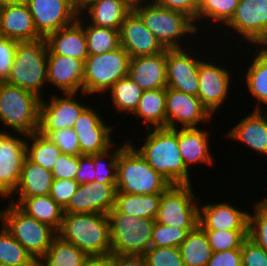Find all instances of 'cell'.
I'll list each match as a JSON object with an SVG mask.
<instances>
[{
    "label": "cell",
    "mask_w": 267,
    "mask_h": 266,
    "mask_svg": "<svg viewBox=\"0 0 267 266\" xmlns=\"http://www.w3.org/2000/svg\"><path fill=\"white\" fill-rule=\"evenodd\" d=\"M195 228H176L155 221L151 246L177 247L185 240L186 235Z\"/></svg>",
    "instance_id": "cell-44"
},
{
    "label": "cell",
    "mask_w": 267,
    "mask_h": 266,
    "mask_svg": "<svg viewBox=\"0 0 267 266\" xmlns=\"http://www.w3.org/2000/svg\"><path fill=\"white\" fill-rule=\"evenodd\" d=\"M53 180V174L50 170L35 164L26 157L17 189L12 195H18L17 197L49 195Z\"/></svg>",
    "instance_id": "cell-30"
},
{
    "label": "cell",
    "mask_w": 267,
    "mask_h": 266,
    "mask_svg": "<svg viewBox=\"0 0 267 266\" xmlns=\"http://www.w3.org/2000/svg\"><path fill=\"white\" fill-rule=\"evenodd\" d=\"M143 256L146 266H184L177 247L151 246Z\"/></svg>",
    "instance_id": "cell-45"
},
{
    "label": "cell",
    "mask_w": 267,
    "mask_h": 266,
    "mask_svg": "<svg viewBox=\"0 0 267 266\" xmlns=\"http://www.w3.org/2000/svg\"><path fill=\"white\" fill-rule=\"evenodd\" d=\"M108 91L117 112L133 114L144 90L127 76L119 79Z\"/></svg>",
    "instance_id": "cell-37"
},
{
    "label": "cell",
    "mask_w": 267,
    "mask_h": 266,
    "mask_svg": "<svg viewBox=\"0 0 267 266\" xmlns=\"http://www.w3.org/2000/svg\"><path fill=\"white\" fill-rule=\"evenodd\" d=\"M0 210V222L38 262L47 252L57 231L48 224L28 216L17 205L8 202Z\"/></svg>",
    "instance_id": "cell-7"
},
{
    "label": "cell",
    "mask_w": 267,
    "mask_h": 266,
    "mask_svg": "<svg viewBox=\"0 0 267 266\" xmlns=\"http://www.w3.org/2000/svg\"><path fill=\"white\" fill-rule=\"evenodd\" d=\"M192 184L171 185L161 195L156 222L176 228H196L199 203Z\"/></svg>",
    "instance_id": "cell-10"
},
{
    "label": "cell",
    "mask_w": 267,
    "mask_h": 266,
    "mask_svg": "<svg viewBox=\"0 0 267 266\" xmlns=\"http://www.w3.org/2000/svg\"><path fill=\"white\" fill-rule=\"evenodd\" d=\"M254 205V214L249 213L248 237L267 251V198Z\"/></svg>",
    "instance_id": "cell-43"
},
{
    "label": "cell",
    "mask_w": 267,
    "mask_h": 266,
    "mask_svg": "<svg viewBox=\"0 0 267 266\" xmlns=\"http://www.w3.org/2000/svg\"><path fill=\"white\" fill-rule=\"evenodd\" d=\"M82 18V15L79 14L74 23L52 32L45 38L48 50L52 54L86 60L89 54L84 28L82 27Z\"/></svg>",
    "instance_id": "cell-26"
},
{
    "label": "cell",
    "mask_w": 267,
    "mask_h": 266,
    "mask_svg": "<svg viewBox=\"0 0 267 266\" xmlns=\"http://www.w3.org/2000/svg\"><path fill=\"white\" fill-rule=\"evenodd\" d=\"M0 18L4 37L29 42L43 38L36 30L33 17L27 4L0 7Z\"/></svg>",
    "instance_id": "cell-25"
},
{
    "label": "cell",
    "mask_w": 267,
    "mask_h": 266,
    "mask_svg": "<svg viewBox=\"0 0 267 266\" xmlns=\"http://www.w3.org/2000/svg\"><path fill=\"white\" fill-rule=\"evenodd\" d=\"M207 61V62H206ZM202 61L198 70L199 89L197 97L213 116L226 101L230 89L231 72L222 65H215L208 60ZM223 67V68H222Z\"/></svg>",
    "instance_id": "cell-16"
},
{
    "label": "cell",
    "mask_w": 267,
    "mask_h": 266,
    "mask_svg": "<svg viewBox=\"0 0 267 266\" xmlns=\"http://www.w3.org/2000/svg\"><path fill=\"white\" fill-rule=\"evenodd\" d=\"M159 6L186 14L193 21L197 17L198 0H149Z\"/></svg>",
    "instance_id": "cell-51"
},
{
    "label": "cell",
    "mask_w": 267,
    "mask_h": 266,
    "mask_svg": "<svg viewBox=\"0 0 267 266\" xmlns=\"http://www.w3.org/2000/svg\"><path fill=\"white\" fill-rule=\"evenodd\" d=\"M47 85L56 86L63 93H83L84 61L48 50ZM50 82V83H49Z\"/></svg>",
    "instance_id": "cell-21"
},
{
    "label": "cell",
    "mask_w": 267,
    "mask_h": 266,
    "mask_svg": "<svg viewBox=\"0 0 267 266\" xmlns=\"http://www.w3.org/2000/svg\"><path fill=\"white\" fill-rule=\"evenodd\" d=\"M184 266H206L212 256V248L204 230L198 225L180 244Z\"/></svg>",
    "instance_id": "cell-33"
},
{
    "label": "cell",
    "mask_w": 267,
    "mask_h": 266,
    "mask_svg": "<svg viewBox=\"0 0 267 266\" xmlns=\"http://www.w3.org/2000/svg\"><path fill=\"white\" fill-rule=\"evenodd\" d=\"M124 142V145L116 147L113 146L107 151L94 154V165H95V181L97 183H113L117 182V158L119 152L128 144ZM112 149V150H111ZM108 161H107V159ZM110 158V159H109ZM108 162L106 163L105 162Z\"/></svg>",
    "instance_id": "cell-41"
},
{
    "label": "cell",
    "mask_w": 267,
    "mask_h": 266,
    "mask_svg": "<svg viewBox=\"0 0 267 266\" xmlns=\"http://www.w3.org/2000/svg\"><path fill=\"white\" fill-rule=\"evenodd\" d=\"M137 149L148 164L172 185L191 184L178 144V128H151Z\"/></svg>",
    "instance_id": "cell-1"
},
{
    "label": "cell",
    "mask_w": 267,
    "mask_h": 266,
    "mask_svg": "<svg viewBox=\"0 0 267 266\" xmlns=\"http://www.w3.org/2000/svg\"><path fill=\"white\" fill-rule=\"evenodd\" d=\"M78 93H63V96H51L50 101L41 99L38 131H53L73 128L80 114L87 108L78 102ZM76 96V97H75Z\"/></svg>",
    "instance_id": "cell-17"
},
{
    "label": "cell",
    "mask_w": 267,
    "mask_h": 266,
    "mask_svg": "<svg viewBox=\"0 0 267 266\" xmlns=\"http://www.w3.org/2000/svg\"><path fill=\"white\" fill-rule=\"evenodd\" d=\"M130 56L120 46L103 54L89 55L84 61L83 93L108 91L119 79L128 76Z\"/></svg>",
    "instance_id": "cell-9"
},
{
    "label": "cell",
    "mask_w": 267,
    "mask_h": 266,
    "mask_svg": "<svg viewBox=\"0 0 267 266\" xmlns=\"http://www.w3.org/2000/svg\"><path fill=\"white\" fill-rule=\"evenodd\" d=\"M87 1L91 0H77L78 8L80 9Z\"/></svg>",
    "instance_id": "cell-58"
},
{
    "label": "cell",
    "mask_w": 267,
    "mask_h": 266,
    "mask_svg": "<svg viewBox=\"0 0 267 266\" xmlns=\"http://www.w3.org/2000/svg\"><path fill=\"white\" fill-rule=\"evenodd\" d=\"M259 45L262 47L258 51V55H260L262 58L267 60V30H265L255 41L252 45Z\"/></svg>",
    "instance_id": "cell-56"
},
{
    "label": "cell",
    "mask_w": 267,
    "mask_h": 266,
    "mask_svg": "<svg viewBox=\"0 0 267 266\" xmlns=\"http://www.w3.org/2000/svg\"><path fill=\"white\" fill-rule=\"evenodd\" d=\"M186 51L185 48L166 49L167 87L197 96L198 70L203 59L191 55V49Z\"/></svg>",
    "instance_id": "cell-15"
},
{
    "label": "cell",
    "mask_w": 267,
    "mask_h": 266,
    "mask_svg": "<svg viewBox=\"0 0 267 266\" xmlns=\"http://www.w3.org/2000/svg\"><path fill=\"white\" fill-rule=\"evenodd\" d=\"M213 252L241 249L248 230H204Z\"/></svg>",
    "instance_id": "cell-42"
},
{
    "label": "cell",
    "mask_w": 267,
    "mask_h": 266,
    "mask_svg": "<svg viewBox=\"0 0 267 266\" xmlns=\"http://www.w3.org/2000/svg\"><path fill=\"white\" fill-rule=\"evenodd\" d=\"M102 117L92 107H87L76 120L73 129L78 137L81 155H93L107 151L113 145L114 127L104 124Z\"/></svg>",
    "instance_id": "cell-14"
},
{
    "label": "cell",
    "mask_w": 267,
    "mask_h": 266,
    "mask_svg": "<svg viewBox=\"0 0 267 266\" xmlns=\"http://www.w3.org/2000/svg\"><path fill=\"white\" fill-rule=\"evenodd\" d=\"M212 115L197 96L166 87V128H197L198 123H209Z\"/></svg>",
    "instance_id": "cell-13"
},
{
    "label": "cell",
    "mask_w": 267,
    "mask_h": 266,
    "mask_svg": "<svg viewBox=\"0 0 267 266\" xmlns=\"http://www.w3.org/2000/svg\"><path fill=\"white\" fill-rule=\"evenodd\" d=\"M137 0H91L80 9V15L89 18V24L120 30L125 17ZM86 11V12H85Z\"/></svg>",
    "instance_id": "cell-24"
},
{
    "label": "cell",
    "mask_w": 267,
    "mask_h": 266,
    "mask_svg": "<svg viewBox=\"0 0 267 266\" xmlns=\"http://www.w3.org/2000/svg\"><path fill=\"white\" fill-rule=\"evenodd\" d=\"M26 157L35 164L52 171L54 164L62 153L48 137L36 131L26 135ZM31 141L30 143H28ZM33 142V143H32Z\"/></svg>",
    "instance_id": "cell-35"
},
{
    "label": "cell",
    "mask_w": 267,
    "mask_h": 266,
    "mask_svg": "<svg viewBox=\"0 0 267 266\" xmlns=\"http://www.w3.org/2000/svg\"><path fill=\"white\" fill-rule=\"evenodd\" d=\"M110 223L111 253L143 256L151 247L153 219L132 217L114 208L107 214Z\"/></svg>",
    "instance_id": "cell-8"
},
{
    "label": "cell",
    "mask_w": 267,
    "mask_h": 266,
    "mask_svg": "<svg viewBox=\"0 0 267 266\" xmlns=\"http://www.w3.org/2000/svg\"><path fill=\"white\" fill-rule=\"evenodd\" d=\"M255 55L249 68H247L248 71L245 73L244 80H246V86H248L250 93L257 100L255 110H262L261 104H265L267 107V60L257 53Z\"/></svg>",
    "instance_id": "cell-38"
},
{
    "label": "cell",
    "mask_w": 267,
    "mask_h": 266,
    "mask_svg": "<svg viewBox=\"0 0 267 266\" xmlns=\"http://www.w3.org/2000/svg\"><path fill=\"white\" fill-rule=\"evenodd\" d=\"M128 77L143 90L166 88V49L156 55L130 58Z\"/></svg>",
    "instance_id": "cell-23"
},
{
    "label": "cell",
    "mask_w": 267,
    "mask_h": 266,
    "mask_svg": "<svg viewBox=\"0 0 267 266\" xmlns=\"http://www.w3.org/2000/svg\"><path fill=\"white\" fill-rule=\"evenodd\" d=\"M111 266H146L144 256L111 253Z\"/></svg>",
    "instance_id": "cell-54"
},
{
    "label": "cell",
    "mask_w": 267,
    "mask_h": 266,
    "mask_svg": "<svg viewBox=\"0 0 267 266\" xmlns=\"http://www.w3.org/2000/svg\"><path fill=\"white\" fill-rule=\"evenodd\" d=\"M209 131L197 128L178 127L179 151L184 165L189 171L192 164H213L210 153Z\"/></svg>",
    "instance_id": "cell-28"
},
{
    "label": "cell",
    "mask_w": 267,
    "mask_h": 266,
    "mask_svg": "<svg viewBox=\"0 0 267 266\" xmlns=\"http://www.w3.org/2000/svg\"><path fill=\"white\" fill-rule=\"evenodd\" d=\"M239 0H198L197 17L194 21L200 22L209 19L215 23L226 24L233 16Z\"/></svg>",
    "instance_id": "cell-40"
},
{
    "label": "cell",
    "mask_w": 267,
    "mask_h": 266,
    "mask_svg": "<svg viewBox=\"0 0 267 266\" xmlns=\"http://www.w3.org/2000/svg\"><path fill=\"white\" fill-rule=\"evenodd\" d=\"M206 266H242L241 249L213 252Z\"/></svg>",
    "instance_id": "cell-52"
},
{
    "label": "cell",
    "mask_w": 267,
    "mask_h": 266,
    "mask_svg": "<svg viewBox=\"0 0 267 266\" xmlns=\"http://www.w3.org/2000/svg\"><path fill=\"white\" fill-rule=\"evenodd\" d=\"M132 10L165 49H183L181 39L200 30L198 23L194 24L186 14L164 8L149 0H137Z\"/></svg>",
    "instance_id": "cell-3"
},
{
    "label": "cell",
    "mask_w": 267,
    "mask_h": 266,
    "mask_svg": "<svg viewBox=\"0 0 267 266\" xmlns=\"http://www.w3.org/2000/svg\"><path fill=\"white\" fill-rule=\"evenodd\" d=\"M27 5L43 38L74 23L80 14L77 0H28Z\"/></svg>",
    "instance_id": "cell-11"
},
{
    "label": "cell",
    "mask_w": 267,
    "mask_h": 266,
    "mask_svg": "<svg viewBox=\"0 0 267 266\" xmlns=\"http://www.w3.org/2000/svg\"><path fill=\"white\" fill-rule=\"evenodd\" d=\"M161 195L162 193L138 195L117 192L114 209L132 217L155 220Z\"/></svg>",
    "instance_id": "cell-32"
},
{
    "label": "cell",
    "mask_w": 267,
    "mask_h": 266,
    "mask_svg": "<svg viewBox=\"0 0 267 266\" xmlns=\"http://www.w3.org/2000/svg\"><path fill=\"white\" fill-rule=\"evenodd\" d=\"M17 198L9 197V200L28 216L35 218L39 222L48 224L56 231L60 229L64 210L50 195Z\"/></svg>",
    "instance_id": "cell-29"
},
{
    "label": "cell",
    "mask_w": 267,
    "mask_h": 266,
    "mask_svg": "<svg viewBox=\"0 0 267 266\" xmlns=\"http://www.w3.org/2000/svg\"><path fill=\"white\" fill-rule=\"evenodd\" d=\"M18 41L2 38L0 40V81H5L10 74Z\"/></svg>",
    "instance_id": "cell-50"
},
{
    "label": "cell",
    "mask_w": 267,
    "mask_h": 266,
    "mask_svg": "<svg viewBox=\"0 0 267 266\" xmlns=\"http://www.w3.org/2000/svg\"><path fill=\"white\" fill-rule=\"evenodd\" d=\"M4 38L3 32H2V25H1V18H0V40Z\"/></svg>",
    "instance_id": "cell-59"
},
{
    "label": "cell",
    "mask_w": 267,
    "mask_h": 266,
    "mask_svg": "<svg viewBox=\"0 0 267 266\" xmlns=\"http://www.w3.org/2000/svg\"><path fill=\"white\" fill-rule=\"evenodd\" d=\"M40 103L34 93L0 81V122L18 136L38 131Z\"/></svg>",
    "instance_id": "cell-6"
},
{
    "label": "cell",
    "mask_w": 267,
    "mask_h": 266,
    "mask_svg": "<svg viewBox=\"0 0 267 266\" xmlns=\"http://www.w3.org/2000/svg\"><path fill=\"white\" fill-rule=\"evenodd\" d=\"M28 0H0V7L15 4H27Z\"/></svg>",
    "instance_id": "cell-57"
},
{
    "label": "cell",
    "mask_w": 267,
    "mask_h": 266,
    "mask_svg": "<svg viewBox=\"0 0 267 266\" xmlns=\"http://www.w3.org/2000/svg\"><path fill=\"white\" fill-rule=\"evenodd\" d=\"M242 266H267V251L247 237L241 246Z\"/></svg>",
    "instance_id": "cell-47"
},
{
    "label": "cell",
    "mask_w": 267,
    "mask_h": 266,
    "mask_svg": "<svg viewBox=\"0 0 267 266\" xmlns=\"http://www.w3.org/2000/svg\"><path fill=\"white\" fill-rule=\"evenodd\" d=\"M117 188L113 183L87 182L63 208L64 213H101L107 215L115 205Z\"/></svg>",
    "instance_id": "cell-18"
},
{
    "label": "cell",
    "mask_w": 267,
    "mask_h": 266,
    "mask_svg": "<svg viewBox=\"0 0 267 266\" xmlns=\"http://www.w3.org/2000/svg\"><path fill=\"white\" fill-rule=\"evenodd\" d=\"M79 156L61 153L57 158L52 174L54 179H74L78 172Z\"/></svg>",
    "instance_id": "cell-49"
},
{
    "label": "cell",
    "mask_w": 267,
    "mask_h": 266,
    "mask_svg": "<svg viewBox=\"0 0 267 266\" xmlns=\"http://www.w3.org/2000/svg\"><path fill=\"white\" fill-rule=\"evenodd\" d=\"M48 45L45 38L18 42L10 74L5 82L42 97V87L47 85Z\"/></svg>",
    "instance_id": "cell-5"
},
{
    "label": "cell",
    "mask_w": 267,
    "mask_h": 266,
    "mask_svg": "<svg viewBox=\"0 0 267 266\" xmlns=\"http://www.w3.org/2000/svg\"><path fill=\"white\" fill-rule=\"evenodd\" d=\"M0 230V263L9 266H35L33 256L2 225Z\"/></svg>",
    "instance_id": "cell-39"
},
{
    "label": "cell",
    "mask_w": 267,
    "mask_h": 266,
    "mask_svg": "<svg viewBox=\"0 0 267 266\" xmlns=\"http://www.w3.org/2000/svg\"><path fill=\"white\" fill-rule=\"evenodd\" d=\"M57 235L88 256L111 254L110 223L101 213H64Z\"/></svg>",
    "instance_id": "cell-2"
},
{
    "label": "cell",
    "mask_w": 267,
    "mask_h": 266,
    "mask_svg": "<svg viewBox=\"0 0 267 266\" xmlns=\"http://www.w3.org/2000/svg\"><path fill=\"white\" fill-rule=\"evenodd\" d=\"M79 185L74 179H54L49 195L64 208L78 190Z\"/></svg>",
    "instance_id": "cell-48"
},
{
    "label": "cell",
    "mask_w": 267,
    "mask_h": 266,
    "mask_svg": "<svg viewBox=\"0 0 267 266\" xmlns=\"http://www.w3.org/2000/svg\"><path fill=\"white\" fill-rule=\"evenodd\" d=\"M82 266H111V254L104 256H88Z\"/></svg>",
    "instance_id": "cell-55"
},
{
    "label": "cell",
    "mask_w": 267,
    "mask_h": 266,
    "mask_svg": "<svg viewBox=\"0 0 267 266\" xmlns=\"http://www.w3.org/2000/svg\"><path fill=\"white\" fill-rule=\"evenodd\" d=\"M133 115L144 120L147 129L165 128L166 88L144 90Z\"/></svg>",
    "instance_id": "cell-31"
},
{
    "label": "cell",
    "mask_w": 267,
    "mask_h": 266,
    "mask_svg": "<svg viewBox=\"0 0 267 266\" xmlns=\"http://www.w3.org/2000/svg\"><path fill=\"white\" fill-rule=\"evenodd\" d=\"M266 110L254 109L231 130L229 129L227 137L267 156V112L263 115Z\"/></svg>",
    "instance_id": "cell-27"
},
{
    "label": "cell",
    "mask_w": 267,
    "mask_h": 266,
    "mask_svg": "<svg viewBox=\"0 0 267 266\" xmlns=\"http://www.w3.org/2000/svg\"><path fill=\"white\" fill-rule=\"evenodd\" d=\"M95 165L94 154L93 155H80L79 167L75 180L79 184L95 181Z\"/></svg>",
    "instance_id": "cell-53"
},
{
    "label": "cell",
    "mask_w": 267,
    "mask_h": 266,
    "mask_svg": "<svg viewBox=\"0 0 267 266\" xmlns=\"http://www.w3.org/2000/svg\"><path fill=\"white\" fill-rule=\"evenodd\" d=\"M172 184L156 172L129 142L117 158V192L127 194H157Z\"/></svg>",
    "instance_id": "cell-4"
},
{
    "label": "cell",
    "mask_w": 267,
    "mask_h": 266,
    "mask_svg": "<svg viewBox=\"0 0 267 266\" xmlns=\"http://www.w3.org/2000/svg\"><path fill=\"white\" fill-rule=\"evenodd\" d=\"M84 23V24H83ZM89 55L103 54L120 47V30L99 27L82 21Z\"/></svg>",
    "instance_id": "cell-36"
},
{
    "label": "cell",
    "mask_w": 267,
    "mask_h": 266,
    "mask_svg": "<svg viewBox=\"0 0 267 266\" xmlns=\"http://www.w3.org/2000/svg\"><path fill=\"white\" fill-rule=\"evenodd\" d=\"M0 266H9V265L4 264V263H0Z\"/></svg>",
    "instance_id": "cell-60"
},
{
    "label": "cell",
    "mask_w": 267,
    "mask_h": 266,
    "mask_svg": "<svg viewBox=\"0 0 267 266\" xmlns=\"http://www.w3.org/2000/svg\"><path fill=\"white\" fill-rule=\"evenodd\" d=\"M88 257L82 250L61 239H53L45 255L37 262L39 266H82Z\"/></svg>",
    "instance_id": "cell-34"
},
{
    "label": "cell",
    "mask_w": 267,
    "mask_h": 266,
    "mask_svg": "<svg viewBox=\"0 0 267 266\" xmlns=\"http://www.w3.org/2000/svg\"><path fill=\"white\" fill-rule=\"evenodd\" d=\"M48 137L61 150L62 153L80 156L78 137L73 128L57 129L53 131H38Z\"/></svg>",
    "instance_id": "cell-46"
},
{
    "label": "cell",
    "mask_w": 267,
    "mask_h": 266,
    "mask_svg": "<svg viewBox=\"0 0 267 266\" xmlns=\"http://www.w3.org/2000/svg\"><path fill=\"white\" fill-rule=\"evenodd\" d=\"M225 26L253 44L267 30V0H239L232 18Z\"/></svg>",
    "instance_id": "cell-19"
},
{
    "label": "cell",
    "mask_w": 267,
    "mask_h": 266,
    "mask_svg": "<svg viewBox=\"0 0 267 266\" xmlns=\"http://www.w3.org/2000/svg\"><path fill=\"white\" fill-rule=\"evenodd\" d=\"M26 158V135L0 131V196L13 197Z\"/></svg>",
    "instance_id": "cell-12"
},
{
    "label": "cell",
    "mask_w": 267,
    "mask_h": 266,
    "mask_svg": "<svg viewBox=\"0 0 267 266\" xmlns=\"http://www.w3.org/2000/svg\"><path fill=\"white\" fill-rule=\"evenodd\" d=\"M120 46L128 52L130 58L156 55L165 50L133 10L125 17L121 25Z\"/></svg>",
    "instance_id": "cell-20"
},
{
    "label": "cell",
    "mask_w": 267,
    "mask_h": 266,
    "mask_svg": "<svg viewBox=\"0 0 267 266\" xmlns=\"http://www.w3.org/2000/svg\"><path fill=\"white\" fill-rule=\"evenodd\" d=\"M198 225L203 230H248L249 213L226 201L199 204Z\"/></svg>",
    "instance_id": "cell-22"
}]
</instances>
